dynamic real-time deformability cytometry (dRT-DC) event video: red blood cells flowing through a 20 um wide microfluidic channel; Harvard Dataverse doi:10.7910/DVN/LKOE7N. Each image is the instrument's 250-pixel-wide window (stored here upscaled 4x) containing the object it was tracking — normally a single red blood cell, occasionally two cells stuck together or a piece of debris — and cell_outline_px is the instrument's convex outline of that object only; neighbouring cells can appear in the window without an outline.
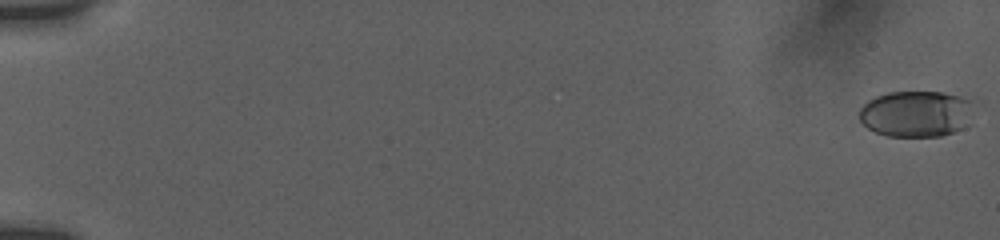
{"species": "human", "species_latin": "Homo sapiens", "temperature_condition": "room temperature", "stored_images_in_passage": 57, "camera_frame_rate_fps": 3000, "um_per_image_px": 0.085, "donor": {"sex": "female"}, "frame": {"image": 1, "passage_image": 1, "time_ms": 0.0, "image_size_px": [1000, 240], "cell_outline_px": [[972, 124], [964, 128], [940, 136], [888, 136], [876, 132], [868, 128], [860, 120], [860, 108], [868, 100], [876, 96], [888, 92], [944, 92], [960, 96], [972, 100]], "centroid_in_image_um": [77.92, 9.67], "position_along_channel_um": 7.1, "area_um2": 31.15}}
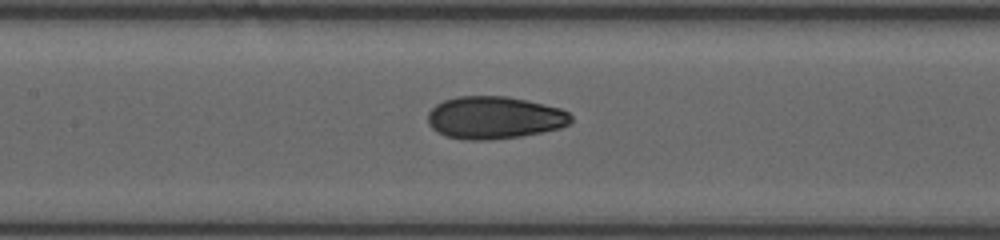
{"frame": {"image": 2, "passage_image": 33, "time_ms": 9.333, "image_size_px": [1000, 240], "cell_outline_px": [[572, 120], [568, 124], [560, 128], [520, 136], [488, 140], [464, 140], [444, 136], [436, 132], [428, 124], [428, 112], [436, 104], [444, 100], [456, 96], [508, 96], [528, 100], [560, 108], [568, 112], [572, 116]], "centroid_in_image_um": [41.99, 10.0], "position_along_channel_um": 165.4, "area_um2": 35.66}}
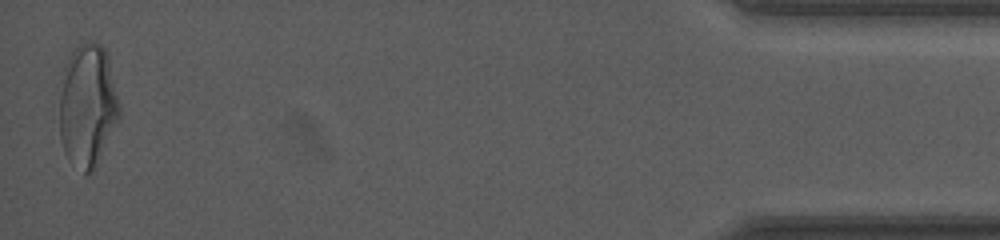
{"frame": {"image": 3, "passage_image": 57, "time_ms": 18.333, "image_size_px": [1000, 240], "cell_outline_px": [[120, 116], [92, 172], [88, 176], [84, 176], [68, 160], [64, 152], [60, 140], [60, 96], [64, 68], [72, 52], [80, 44], [88, 40], [92, 40], [100, 44], [104, 48], [108, 56], [120, 108]], "centroid_in_image_um": [7.43, 9.0], "position_along_channel_um": 427.8, "area_um2": 42.83}, "authors_computed_cell_mechanics": {"area_um2": 34.2754, "velocity_mm_per_s": 3.8042, "shape_relaxation_time_tau1_ms": 6.8707, "shape_relaxation_time_tau2_ms": 1.4572, "deformation_change_tau1": 0.19, "deformation_change_tau2": 0.0628}}